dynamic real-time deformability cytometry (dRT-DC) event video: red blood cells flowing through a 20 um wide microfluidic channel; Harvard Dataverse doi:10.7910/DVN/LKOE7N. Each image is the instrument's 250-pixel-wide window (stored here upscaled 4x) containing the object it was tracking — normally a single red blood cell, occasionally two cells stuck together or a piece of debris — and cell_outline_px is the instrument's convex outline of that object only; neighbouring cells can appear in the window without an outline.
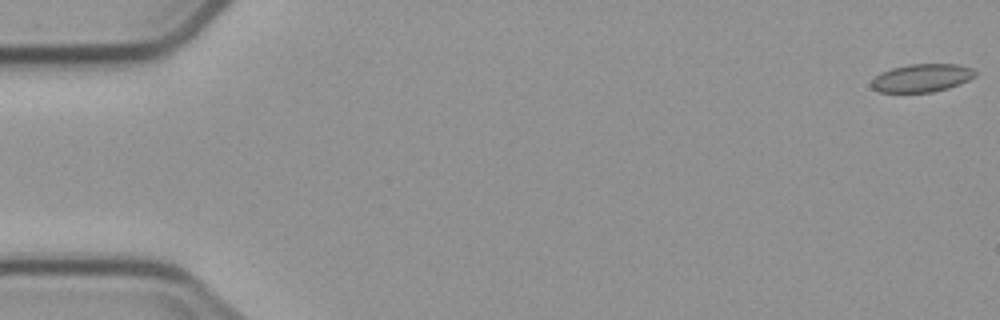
{"species": "common noctule bat (a hibernating species)", "species_latin": "Nyctalus noctula", "temperature_condition": "cold", "stored_images_in_passage": 5, "camera_frame_rate_fps": 3000, "um_per_image_px": 0.085, "animal": {"sex": "male", "body_mass_g": 23.1, "forearm_length_mm": 52.7}, "frame": {"image": 1, "passage_image": 1, "time_ms": 0.0, "image_size_px": [1000, 320], "cell_outline_px": [[976, 76], [960, 84], [948, 88], [932, 92], [880, 92], [872, 88], [872, 80], [880, 72], [892, 68], [908, 64], [960, 64], [972, 68], [976, 72]], "centroid_in_image_um": [78.37, 6.62], "position_along_channel_um": 6.6, "area_um2": 16.99}}